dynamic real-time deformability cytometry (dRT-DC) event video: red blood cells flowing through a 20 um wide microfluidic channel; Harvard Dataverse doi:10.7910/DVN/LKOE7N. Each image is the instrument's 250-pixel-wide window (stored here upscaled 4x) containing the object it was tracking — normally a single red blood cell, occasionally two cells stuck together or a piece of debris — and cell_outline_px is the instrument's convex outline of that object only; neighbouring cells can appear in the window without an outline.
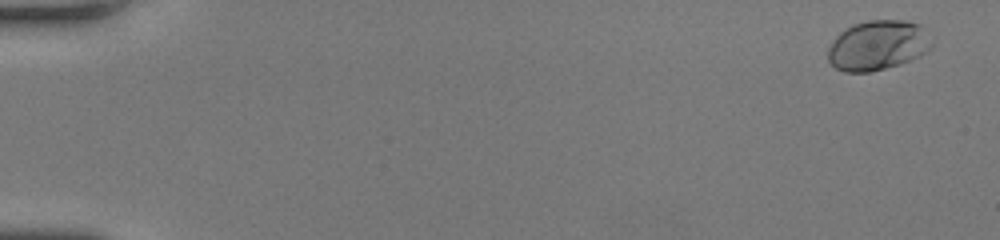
{"species": "human", "species_latin": "Homo sapiens", "temperature_condition": "room temperature", "stored_images_in_passage": 50, "camera_frame_rate_fps": 3000, "um_per_image_px": 0.085, "donor": {"sex": "female"}, "frame": {"image": 1, "passage_image": 3, "time_ms": 0.667, "image_size_px": [1000, 240], "cell_outline_px": [[932, 48], [920, 56], [900, 64], [868, 72], [844, 72], [836, 68], [828, 60], [828, 48], [836, 36], [840, 32], [852, 24], [868, 20], [904, 20], [920, 24], [932, 44]], "centroid_in_image_um": [74.59, 3.85], "position_along_channel_um": 10.4, "area_um2": 30.06}}
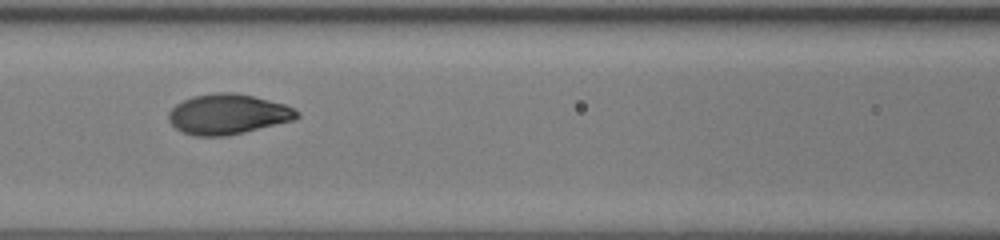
{"frame": {"image": 2, "passage_image": 26, "time_ms": 8.333, "image_size_px": [1000, 240], "cell_outline_px": [[300, 116], [292, 120], [244, 132], [224, 136], [196, 136], [184, 132], [176, 128], [168, 120], [168, 112], [176, 104], [192, 96], [216, 92], [232, 92], [252, 96], [284, 104], [300, 112]], "centroid_in_image_um": [19.34, 9.7], "position_along_channel_um": 147.3, "area_um2": 29.77}}
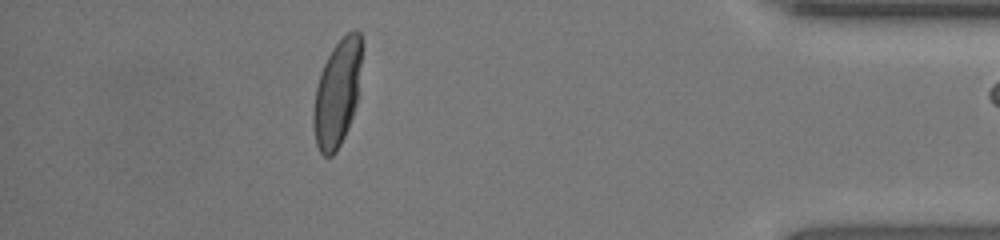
{"frame": {"image": 3, "passage_image": 48, "time_ms": 15.667, "image_size_px": [1000, 240], "cell_outline_px": [[360, 64], [356, 104], [352, 116], [344, 136], [336, 152], [332, 156], [324, 156], [320, 152], [316, 144], [312, 124], [312, 112], [316, 88], [320, 72], [332, 48], [348, 32], [360, 32]], "centroid_in_image_um": [28.61, 7.99], "position_along_channel_um": 406.6, "area_um2": 29.48}, "authors_computed_cell_mechanics": {"area_um2": 29.2179, "velocity_mm_per_s": 4.1066, "shape_relaxation_time_tau1_ms": 3.596, "shape_relaxation_time_tau2_ms": null, "deformation_change_tau1": 0.1813, "deformation_change_tau2": null}}